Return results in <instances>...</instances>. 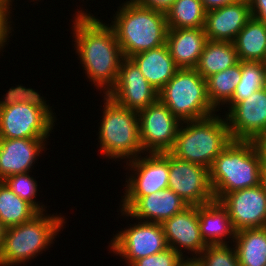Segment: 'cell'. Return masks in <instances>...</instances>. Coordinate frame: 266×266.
I'll return each instance as SVG.
<instances>
[{"instance_id":"2e32d148","label":"cell","mask_w":266,"mask_h":266,"mask_svg":"<svg viewBox=\"0 0 266 266\" xmlns=\"http://www.w3.org/2000/svg\"><path fill=\"white\" fill-rule=\"evenodd\" d=\"M220 203L227 209L236 232L266 227V193L260 185L230 192Z\"/></svg>"},{"instance_id":"836d02e7","label":"cell","mask_w":266,"mask_h":266,"mask_svg":"<svg viewBox=\"0 0 266 266\" xmlns=\"http://www.w3.org/2000/svg\"><path fill=\"white\" fill-rule=\"evenodd\" d=\"M12 9V4L0 0V52L8 45L11 33L14 31L13 21H11Z\"/></svg>"},{"instance_id":"1f68e13d","label":"cell","mask_w":266,"mask_h":266,"mask_svg":"<svg viewBox=\"0 0 266 266\" xmlns=\"http://www.w3.org/2000/svg\"><path fill=\"white\" fill-rule=\"evenodd\" d=\"M230 245H207L194 261L198 266H240L235 247Z\"/></svg>"},{"instance_id":"44dd1931","label":"cell","mask_w":266,"mask_h":266,"mask_svg":"<svg viewBox=\"0 0 266 266\" xmlns=\"http://www.w3.org/2000/svg\"><path fill=\"white\" fill-rule=\"evenodd\" d=\"M198 220L200 234L206 245L233 244L236 231L227 209L220 201L198 206Z\"/></svg>"},{"instance_id":"f1b7e54d","label":"cell","mask_w":266,"mask_h":266,"mask_svg":"<svg viewBox=\"0 0 266 266\" xmlns=\"http://www.w3.org/2000/svg\"><path fill=\"white\" fill-rule=\"evenodd\" d=\"M266 66L263 62L241 61L240 82L237 84L232 99L224 106L226 114L236 103L247 99L255 91L264 88ZM228 109L225 111L224 109Z\"/></svg>"},{"instance_id":"277c9868","label":"cell","mask_w":266,"mask_h":266,"mask_svg":"<svg viewBox=\"0 0 266 266\" xmlns=\"http://www.w3.org/2000/svg\"><path fill=\"white\" fill-rule=\"evenodd\" d=\"M48 214L47 211L38 212L30 220L6 228L0 249V266H24L49 250L66 224V217L57 212L56 215Z\"/></svg>"},{"instance_id":"e0dca14e","label":"cell","mask_w":266,"mask_h":266,"mask_svg":"<svg viewBox=\"0 0 266 266\" xmlns=\"http://www.w3.org/2000/svg\"><path fill=\"white\" fill-rule=\"evenodd\" d=\"M162 226L168 247L173 248L186 260H195L207 247L200 234L198 206L186 207L166 219ZM184 252L190 254V258L189 255L183 254Z\"/></svg>"},{"instance_id":"8992f818","label":"cell","mask_w":266,"mask_h":266,"mask_svg":"<svg viewBox=\"0 0 266 266\" xmlns=\"http://www.w3.org/2000/svg\"><path fill=\"white\" fill-rule=\"evenodd\" d=\"M103 100V115L96 134L100 154L115 162L124 160V163L144 155L138 113L120 106L108 95H104Z\"/></svg>"},{"instance_id":"f35d334b","label":"cell","mask_w":266,"mask_h":266,"mask_svg":"<svg viewBox=\"0 0 266 266\" xmlns=\"http://www.w3.org/2000/svg\"><path fill=\"white\" fill-rule=\"evenodd\" d=\"M257 144L261 150L263 160L266 161V134H264L258 141Z\"/></svg>"},{"instance_id":"ab89813d","label":"cell","mask_w":266,"mask_h":266,"mask_svg":"<svg viewBox=\"0 0 266 266\" xmlns=\"http://www.w3.org/2000/svg\"><path fill=\"white\" fill-rule=\"evenodd\" d=\"M6 227L3 225L2 221L0 220V249L2 247V243L5 236Z\"/></svg>"},{"instance_id":"30bf717a","label":"cell","mask_w":266,"mask_h":266,"mask_svg":"<svg viewBox=\"0 0 266 266\" xmlns=\"http://www.w3.org/2000/svg\"><path fill=\"white\" fill-rule=\"evenodd\" d=\"M168 188L189 206H200L215 200L209 181V169L180 160L170 152Z\"/></svg>"},{"instance_id":"3957f363","label":"cell","mask_w":266,"mask_h":266,"mask_svg":"<svg viewBox=\"0 0 266 266\" xmlns=\"http://www.w3.org/2000/svg\"><path fill=\"white\" fill-rule=\"evenodd\" d=\"M112 18L110 25L124 58L166 44L168 26L165 12L126 0L118 6Z\"/></svg>"},{"instance_id":"9c48e42d","label":"cell","mask_w":266,"mask_h":266,"mask_svg":"<svg viewBox=\"0 0 266 266\" xmlns=\"http://www.w3.org/2000/svg\"><path fill=\"white\" fill-rule=\"evenodd\" d=\"M143 152L166 153L174 146L182 122L159 99L138 112Z\"/></svg>"},{"instance_id":"4316f807","label":"cell","mask_w":266,"mask_h":266,"mask_svg":"<svg viewBox=\"0 0 266 266\" xmlns=\"http://www.w3.org/2000/svg\"><path fill=\"white\" fill-rule=\"evenodd\" d=\"M37 213L30 203L21 199L0 181V220L6 228L20 225Z\"/></svg>"},{"instance_id":"f546056e","label":"cell","mask_w":266,"mask_h":266,"mask_svg":"<svg viewBox=\"0 0 266 266\" xmlns=\"http://www.w3.org/2000/svg\"><path fill=\"white\" fill-rule=\"evenodd\" d=\"M2 97L4 99H1L0 107H10L16 103H27L43 110L56 123L57 118L49 102L41 96V93L39 94V92L35 91V89L26 88V86L20 84L16 85V87L9 88L7 93Z\"/></svg>"},{"instance_id":"6da1fadb","label":"cell","mask_w":266,"mask_h":266,"mask_svg":"<svg viewBox=\"0 0 266 266\" xmlns=\"http://www.w3.org/2000/svg\"><path fill=\"white\" fill-rule=\"evenodd\" d=\"M79 10L72 17L75 53L91 84L100 94L103 92L102 96L108 95L115 87L124 59L121 47L109 23L95 17L88 9L86 12L83 7Z\"/></svg>"},{"instance_id":"5b68a950","label":"cell","mask_w":266,"mask_h":266,"mask_svg":"<svg viewBox=\"0 0 266 266\" xmlns=\"http://www.w3.org/2000/svg\"><path fill=\"white\" fill-rule=\"evenodd\" d=\"M221 113L182 122L170 153L176 158L210 169L216 157L232 141Z\"/></svg>"},{"instance_id":"4dcf8cb0","label":"cell","mask_w":266,"mask_h":266,"mask_svg":"<svg viewBox=\"0 0 266 266\" xmlns=\"http://www.w3.org/2000/svg\"><path fill=\"white\" fill-rule=\"evenodd\" d=\"M29 172L13 174L2 180L8 188L21 199L30 203L38 212L47 211L45 205L36 200L38 196V183L34 177H30Z\"/></svg>"},{"instance_id":"74e56055","label":"cell","mask_w":266,"mask_h":266,"mask_svg":"<svg viewBox=\"0 0 266 266\" xmlns=\"http://www.w3.org/2000/svg\"><path fill=\"white\" fill-rule=\"evenodd\" d=\"M259 185L266 193V161L264 160L261 165Z\"/></svg>"},{"instance_id":"7a4b0ae2","label":"cell","mask_w":266,"mask_h":266,"mask_svg":"<svg viewBox=\"0 0 266 266\" xmlns=\"http://www.w3.org/2000/svg\"><path fill=\"white\" fill-rule=\"evenodd\" d=\"M263 156L256 141L232 140L209 169L215 200L226 194L259 185Z\"/></svg>"},{"instance_id":"484cf974","label":"cell","mask_w":266,"mask_h":266,"mask_svg":"<svg viewBox=\"0 0 266 266\" xmlns=\"http://www.w3.org/2000/svg\"><path fill=\"white\" fill-rule=\"evenodd\" d=\"M241 61L206 78L207 95L212 106L219 112L233 97L240 82Z\"/></svg>"},{"instance_id":"d6a6232c","label":"cell","mask_w":266,"mask_h":266,"mask_svg":"<svg viewBox=\"0 0 266 266\" xmlns=\"http://www.w3.org/2000/svg\"><path fill=\"white\" fill-rule=\"evenodd\" d=\"M186 259L173 248L134 261L130 266H181Z\"/></svg>"},{"instance_id":"9a60e30c","label":"cell","mask_w":266,"mask_h":266,"mask_svg":"<svg viewBox=\"0 0 266 266\" xmlns=\"http://www.w3.org/2000/svg\"><path fill=\"white\" fill-rule=\"evenodd\" d=\"M108 96L120 106L138 113L158 100V91L130 58H124L115 87Z\"/></svg>"},{"instance_id":"ee69618b","label":"cell","mask_w":266,"mask_h":266,"mask_svg":"<svg viewBox=\"0 0 266 266\" xmlns=\"http://www.w3.org/2000/svg\"><path fill=\"white\" fill-rule=\"evenodd\" d=\"M263 63H264V65L266 66V57H265V59H264V62H263Z\"/></svg>"},{"instance_id":"60d3db41","label":"cell","mask_w":266,"mask_h":266,"mask_svg":"<svg viewBox=\"0 0 266 266\" xmlns=\"http://www.w3.org/2000/svg\"><path fill=\"white\" fill-rule=\"evenodd\" d=\"M181 266H198L194 260H186Z\"/></svg>"},{"instance_id":"d590c367","label":"cell","mask_w":266,"mask_h":266,"mask_svg":"<svg viewBox=\"0 0 266 266\" xmlns=\"http://www.w3.org/2000/svg\"><path fill=\"white\" fill-rule=\"evenodd\" d=\"M251 15L266 23V0H249Z\"/></svg>"},{"instance_id":"7bdbcfd3","label":"cell","mask_w":266,"mask_h":266,"mask_svg":"<svg viewBox=\"0 0 266 266\" xmlns=\"http://www.w3.org/2000/svg\"><path fill=\"white\" fill-rule=\"evenodd\" d=\"M264 88L266 89V71H265V79H264Z\"/></svg>"},{"instance_id":"8fae6325","label":"cell","mask_w":266,"mask_h":266,"mask_svg":"<svg viewBox=\"0 0 266 266\" xmlns=\"http://www.w3.org/2000/svg\"><path fill=\"white\" fill-rule=\"evenodd\" d=\"M125 167L132 174L125 175L123 196H147L168 188L169 152L144 153L126 162Z\"/></svg>"},{"instance_id":"b9f144b4","label":"cell","mask_w":266,"mask_h":266,"mask_svg":"<svg viewBox=\"0 0 266 266\" xmlns=\"http://www.w3.org/2000/svg\"><path fill=\"white\" fill-rule=\"evenodd\" d=\"M3 1H5V2H7V3H10V4H13V2H14V0H3ZM34 2L36 1V3H37V1H39V0H33Z\"/></svg>"},{"instance_id":"cb8c5ba5","label":"cell","mask_w":266,"mask_h":266,"mask_svg":"<svg viewBox=\"0 0 266 266\" xmlns=\"http://www.w3.org/2000/svg\"><path fill=\"white\" fill-rule=\"evenodd\" d=\"M233 245L240 266H266V227L237 231Z\"/></svg>"},{"instance_id":"8d00e7d4","label":"cell","mask_w":266,"mask_h":266,"mask_svg":"<svg viewBox=\"0 0 266 266\" xmlns=\"http://www.w3.org/2000/svg\"><path fill=\"white\" fill-rule=\"evenodd\" d=\"M239 0H201L206 11L235 3Z\"/></svg>"},{"instance_id":"ba28073f","label":"cell","mask_w":266,"mask_h":266,"mask_svg":"<svg viewBox=\"0 0 266 266\" xmlns=\"http://www.w3.org/2000/svg\"><path fill=\"white\" fill-rule=\"evenodd\" d=\"M121 230L111 238L108 249L124 259L122 261H125L127 266L140 258L169 248L161 223L138 220Z\"/></svg>"},{"instance_id":"603a6c76","label":"cell","mask_w":266,"mask_h":266,"mask_svg":"<svg viewBox=\"0 0 266 266\" xmlns=\"http://www.w3.org/2000/svg\"><path fill=\"white\" fill-rule=\"evenodd\" d=\"M239 61L264 62L266 23L251 17L234 40Z\"/></svg>"},{"instance_id":"83f0119b","label":"cell","mask_w":266,"mask_h":266,"mask_svg":"<svg viewBox=\"0 0 266 266\" xmlns=\"http://www.w3.org/2000/svg\"><path fill=\"white\" fill-rule=\"evenodd\" d=\"M165 14L168 28H203L206 10L201 0H175Z\"/></svg>"},{"instance_id":"5bb4252c","label":"cell","mask_w":266,"mask_h":266,"mask_svg":"<svg viewBox=\"0 0 266 266\" xmlns=\"http://www.w3.org/2000/svg\"><path fill=\"white\" fill-rule=\"evenodd\" d=\"M224 116L232 140L257 142L266 134V89L236 103Z\"/></svg>"},{"instance_id":"7c38bea8","label":"cell","mask_w":266,"mask_h":266,"mask_svg":"<svg viewBox=\"0 0 266 266\" xmlns=\"http://www.w3.org/2000/svg\"><path fill=\"white\" fill-rule=\"evenodd\" d=\"M54 126L43 110L30 104L0 107V138H49Z\"/></svg>"},{"instance_id":"d6986e66","label":"cell","mask_w":266,"mask_h":266,"mask_svg":"<svg viewBox=\"0 0 266 266\" xmlns=\"http://www.w3.org/2000/svg\"><path fill=\"white\" fill-rule=\"evenodd\" d=\"M251 17L249 0L206 11L204 33L209 40L234 42Z\"/></svg>"},{"instance_id":"e575fe53","label":"cell","mask_w":266,"mask_h":266,"mask_svg":"<svg viewBox=\"0 0 266 266\" xmlns=\"http://www.w3.org/2000/svg\"><path fill=\"white\" fill-rule=\"evenodd\" d=\"M137 5L162 12H166L175 0H132Z\"/></svg>"},{"instance_id":"52a82bcc","label":"cell","mask_w":266,"mask_h":266,"mask_svg":"<svg viewBox=\"0 0 266 266\" xmlns=\"http://www.w3.org/2000/svg\"><path fill=\"white\" fill-rule=\"evenodd\" d=\"M158 99L181 122L203 119L218 112L208 99L206 79L195 68H179L158 92Z\"/></svg>"},{"instance_id":"4fadbf2b","label":"cell","mask_w":266,"mask_h":266,"mask_svg":"<svg viewBox=\"0 0 266 266\" xmlns=\"http://www.w3.org/2000/svg\"><path fill=\"white\" fill-rule=\"evenodd\" d=\"M122 199V200H121ZM119 211L122 217L139 221L163 223L189 205L167 188L147 196H121Z\"/></svg>"},{"instance_id":"d4e9b609","label":"cell","mask_w":266,"mask_h":266,"mask_svg":"<svg viewBox=\"0 0 266 266\" xmlns=\"http://www.w3.org/2000/svg\"><path fill=\"white\" fill-rule=\"evenodd\" d=\"M238 62L239 59L233 42L208 39L195 69L206 79Z\"/></svg>"},{"instance_id":"7402d4cb","label":"cell","mask_w":266,"mask_h":266,"mask_svg":"<svg viewBox=\"0 0 266 266\" xmlns=\"http://www.w3.org/2000/svg\"><path fill=\"white\" fill-rule=\"evenodd\" d=\"M145 79L159 92L179 69L167 45L137 53L130 57Z\"/></svg>"},{"instance_id":"ac0fdd59","label":"cell","mask_w":266,"mask_h":266,"mask_svg":"<svg viewBox=\"0 0 266 266\" xmlns=\"http://www.w3.org/2000/svg\"><path fill=\"white\" fill-rule=\"evenodd\" d=\"M49 138H0V181L13 174L32 172ZM46 149V150H45Z\"/></svg>"},{"instance_id":"ffe728a7","label":"cell","mask_w":266,"mask_h":266,"mask_svg":"<svg viewBox=\"0 0 266 266\" xmlns=\"http://www.w3.org/2000/svg\"><path fill=\"white\" fill-rule=\"evenodd\" d=\"M207 40L203 28H168L166 45L178 68H196Z\"/></svg>"}]
</instances>
